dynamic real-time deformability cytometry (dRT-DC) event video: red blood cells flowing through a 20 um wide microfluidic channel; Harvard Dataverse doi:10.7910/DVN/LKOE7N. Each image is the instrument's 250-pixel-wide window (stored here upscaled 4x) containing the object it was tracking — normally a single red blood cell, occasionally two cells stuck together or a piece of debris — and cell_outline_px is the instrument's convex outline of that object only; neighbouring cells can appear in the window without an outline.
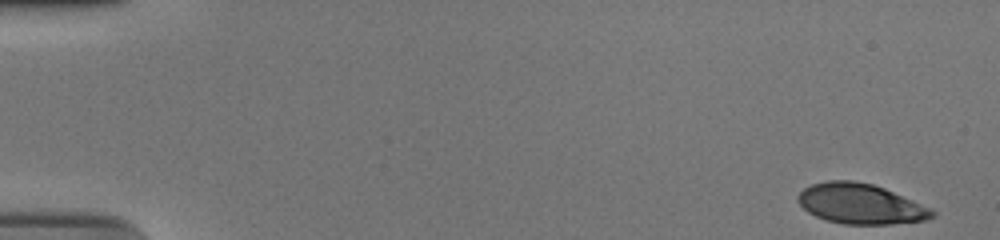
{"species": "human", "species_latin": "Homo sapiens", "temperature_condition": "cold", "stored_images_in_passage": 54, "camera_frame_rate_fps": 3000, "um_per_image_px": 0.085, "donor": {"sex": "male"}, "frame": {"image": 1, "passage_image": 1, "time_ms": 0.0, "image_size_px": [1000, 240], "cell_outline_px": [[936, 216], [924, 220], [892, 224], [844, 224], [828, 220], [816, 216], [808, 212], [796, 200], [796, 196], [804, 188], [812, 184], [828, 180], [852, 180], [872, 184], [884, 188], [932, 208], [936, 212]], "centroid_in_image_um": [73.15, 17.32], "position_along_channel_um": 11.8, "area_um2": 31.44}}
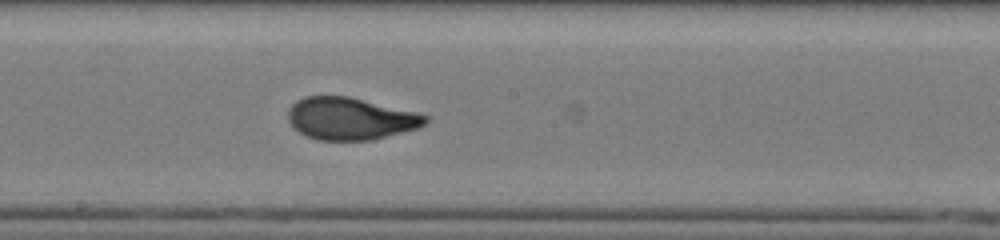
{"frame": {"image": 2, "passage_image": 30, "time_ms": 9.667, "image_size_px": [1000, 240], "cell_outline_px": [[428, 120], [424, 124], [416, 128], [372, 140], [316, 140], [300, 132], [288, 120], [288, 108], [296, 100], [308, 96], [348, 96], [416, 112], [428, 116]], "centroid_in_image_um": [29.76, 10.07], "position_along_channel_um": 218.4, "area_um2": 33.47}}
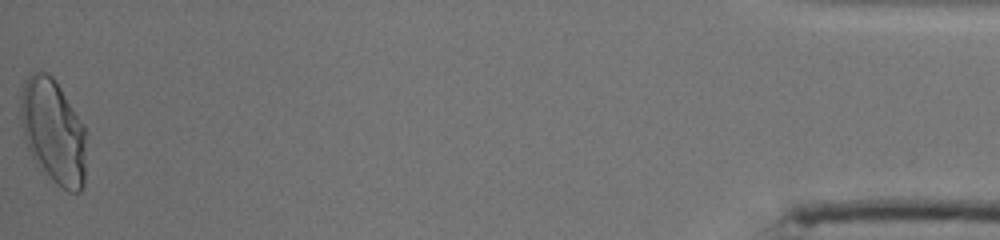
{"frame": {"image": 3, "passage_image": 54, "time_ms": 17.667, "image_size_px": [1000, 240], "cell_outline_px": [[84, 184], [80, 192], [68, 192], [44, 176], [36, 164], [28, 148], [24, 136], [20, 120], [20, 96], [24, 84], [28, 76], [32, 72], [40, 68], [48, 72], [52, 76], [84, 124]], "centroid_in_image_um": [4.49, 11.17], "position_along_channel_um": 430.7, "area_um2": 40.23}, "authors_computed_cell_mechanics": {"area_um2": 33.6974, "velocity_mm_per_s": 3.7553, "shape_relaxation_time_tau1_ms": 4.6681, "shape_relaxation_time_tau2_ms": null, "deformation_change_tau1": 0.1986, "deformation_change_tau2": null}}